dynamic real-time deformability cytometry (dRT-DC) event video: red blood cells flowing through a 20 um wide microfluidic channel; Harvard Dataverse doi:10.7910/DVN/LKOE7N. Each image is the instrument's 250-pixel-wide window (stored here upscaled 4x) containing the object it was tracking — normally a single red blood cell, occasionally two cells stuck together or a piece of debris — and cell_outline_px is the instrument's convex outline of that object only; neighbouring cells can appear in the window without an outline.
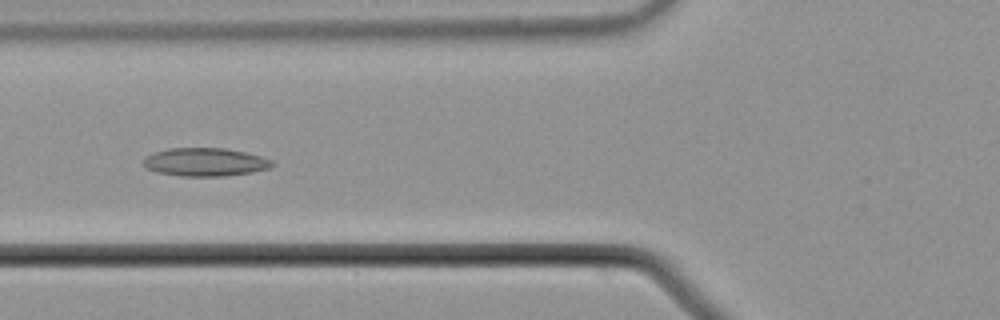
{"species": "common noctule bat (a hibernating species)", "species_latin": "Nyctalus noctula", "temperature_condition": "cold", "stored_images_in_passage": 56, "camera_frame_rate_fps": 3000, "um_per_image_px": 0.085, "animal": {"sex": "male", "body_mass_g": 21.5, "forearm_length_mm": 52.0}, "frame": {"image": 1, "passage_image": 22, "time_ms": 7.0, "image_size_px": [1000, 320], "cell_outline_px": [[276, 164], [272, 168], [252, 172], [224, 176], [180, 176], [156, 172], [144, 168], [144, 160], [148, 156], [156, 152], [168, 148], [224, 148], [244, 152], [260, 156], [272, 160]], "centroid_in_image_um": [17.47, 13.78], "position_along_channel_um": 108.3, "area_um2": 21.21}}
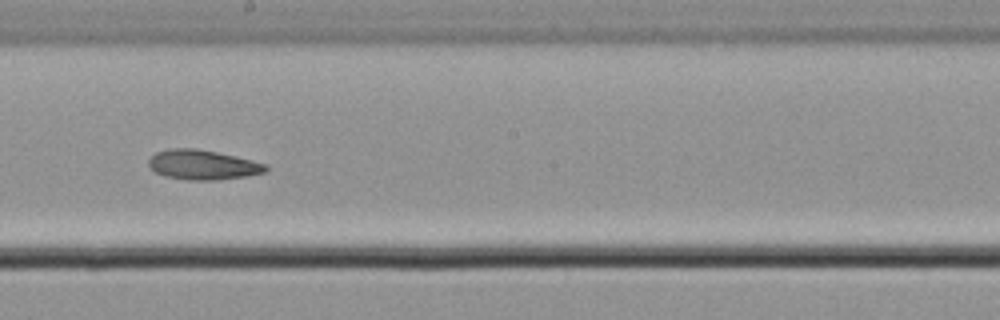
{"frame": {"image": 2, "passage_image": 32, "time_ms": 10.333, "image_size_px": [1000, 320], "cell_outline_px": [[268, 168], [264, 172], [244, 176], [216, 180], [184, 180], [164, 176], [156, 172], [148, 164], [148, 160], [156, 152], [168, 148], [196, 148], [216, 152], [252, 160], [268, 164]], "centroid_in_image_um": [17.21, 14.0], "position_along_channel_um": 231.0, "area_um2": 20.23}}
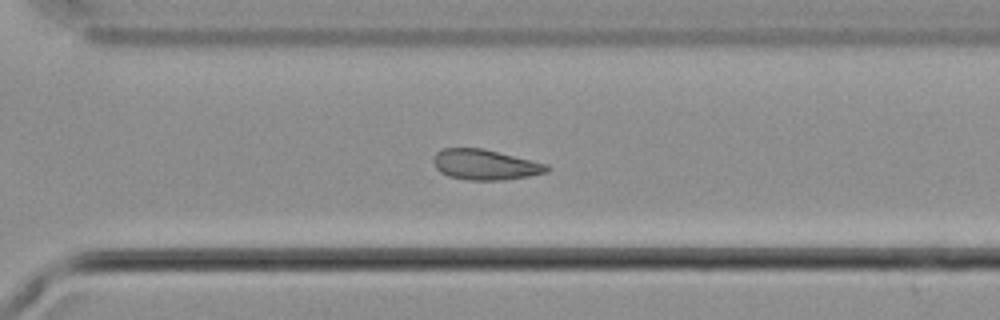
{"frame": {"image": 3, "passage_image": 40, "time_ms": 13.0, "image_size_px": [1000, 320], "cell_outline_px": [[552, 168], [548, 172], [528, 176], [504, 180], [468, 180], [448, 176], [440, 172], [436, 168], [432, 160], [436, 152], [444, 148], [484, 148], [548, 164]], "centroid_in_image_um": [41.25, 13.99], "position_along_channel_um": 329.3, "area_um2": 20.29}, "authors_computed_cell_mechanics": {"area_um2": 21.0103, "velocity_mm_per_s": 3.6816, "shape_relaxation_time_tau1_ms": null, "shape_relaxation_time_tau2_ms": 1.8375, "deformation_change_tau1": null, "deformation_change_tau2": 0.0688}}